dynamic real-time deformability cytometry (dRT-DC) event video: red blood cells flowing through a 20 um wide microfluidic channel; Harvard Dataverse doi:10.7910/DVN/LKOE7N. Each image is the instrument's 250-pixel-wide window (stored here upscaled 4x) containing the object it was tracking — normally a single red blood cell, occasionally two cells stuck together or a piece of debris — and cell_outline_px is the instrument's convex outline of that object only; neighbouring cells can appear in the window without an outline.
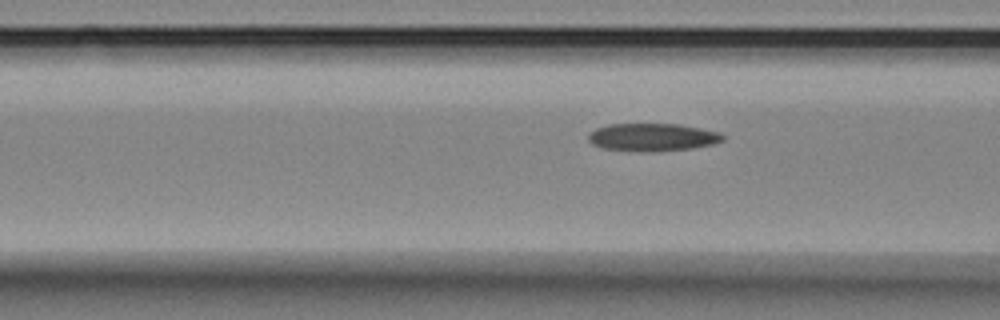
{"species": "Egyptian fruit bat (a non-hibernating species)", "species_latin": "Rousettus aegyptiacus", "temperature_condition": "room temperature", "stored_images_in_passage": 5, "segment_of_instrument_passage": [2, 2], "camera_frame_rate_fps": 3000, "um_per_image_px": 0.085, "animal": {"sex": "female"}, "frame": {"image": 1, "passage_image": 5, "time_ms": 1.333, "image_size_px": [1000, 320], "cell_outline_px": [[724, 140], [712, 144], [692, 148], [660, 152], [640, 152], [604, 148], [592, 144], [588, 140], [588, 136], [596, 128], [608, 124], [680, 124], [720, 132], [724, 136]], "centroid_in_image_um": [55.47, 11.67], "position_along_channel_um": 111.1, "area_um2": 21.91}}